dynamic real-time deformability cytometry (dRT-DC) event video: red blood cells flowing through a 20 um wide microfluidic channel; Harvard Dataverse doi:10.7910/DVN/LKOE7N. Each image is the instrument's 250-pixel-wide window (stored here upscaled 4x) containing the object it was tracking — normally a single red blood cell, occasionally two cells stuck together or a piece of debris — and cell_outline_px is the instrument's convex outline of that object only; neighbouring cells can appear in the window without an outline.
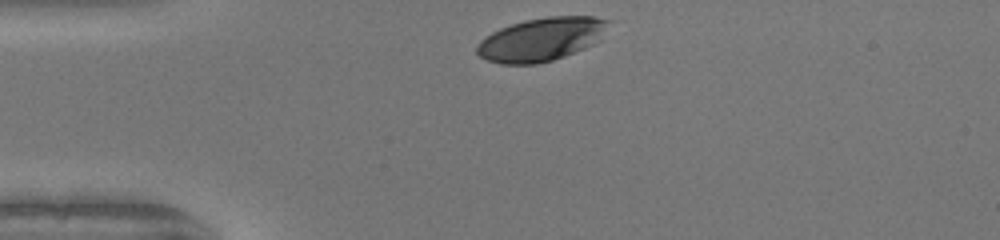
{"species": "human", "species_latin": "Homo sapiens", "temperature_condition": "warm", "stored_images_in_passage": 29, "camera_frame_rate_fps": 3000, "um_per_image_px": 0.085, "donor": {"sex": "female"}, "frame": {"image": 1, "passage_image": 1, "time_ms": 0.0, "image_size_px": [1000, 240], "cell_outline_px": [[612, 20], [592, 44], [584, 48], [564, 56], [552, 60], [536, 64], [500, 64], [488, 60], [480, 56], [476, 52], [476, 48], [480, 40], [492, 32], [500, 28], [524, 20], [548, 16], [596, 16]], "centroid_in_image_um": [45.98, 3.33], "position_along_channel_um": 39.0, "area_um2": 32.89}}
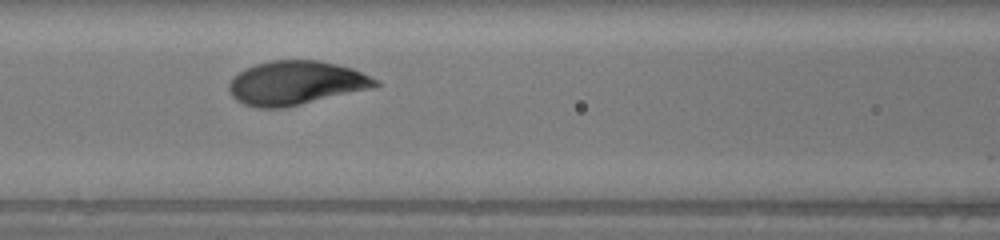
{"frame": {"image": 2, "passage_image": 11, "time_ms": 3.333, "image_size_px": [1000, 240], "cell_outline_px": [[380, 84], [368, 88], [284, 108], [256, 108], [244, 104], [236, 100], [232, 96], [228, 88], [228, 84], [240, 72], [256, 64], [272, 60], [320, 60], [352, 68], [380, 80]], "centroid_in_image_um": [25.13, 7.05], "position_along_channel_um": 141.5, "area_um2": 36.99}}
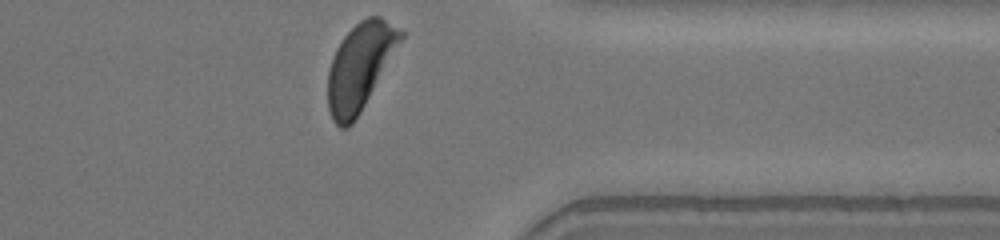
{"frame": {"image": 3, "passage_image": 29, "time_ms": 9.333, "image_size_px": [1000, 240], "cell_outline_px": [[404, 36], [360, 112], [352, 124], [348, 128], [340, 128], [332, 120], [328, 108], [328, 72], [336, 48], [344, 36], [360, 20], [368, 16], [380, 16], [404, 32]], "centroid_in_image_um": [30.57, 5.67], "position_along_channel_um": 380.8, "area_um2": 36.13}, "authors_computed_cell_mechanics": {"area_um2": 36.3562, "velocity_mm_per_s": 4.1396, "shape_relaxation_time_tau1_ms": 2.3412, "shape_relaxation_time_tau2_ms": null, "deformation_change_tau1": 0.1834, "deformation_change_tau2": null}}